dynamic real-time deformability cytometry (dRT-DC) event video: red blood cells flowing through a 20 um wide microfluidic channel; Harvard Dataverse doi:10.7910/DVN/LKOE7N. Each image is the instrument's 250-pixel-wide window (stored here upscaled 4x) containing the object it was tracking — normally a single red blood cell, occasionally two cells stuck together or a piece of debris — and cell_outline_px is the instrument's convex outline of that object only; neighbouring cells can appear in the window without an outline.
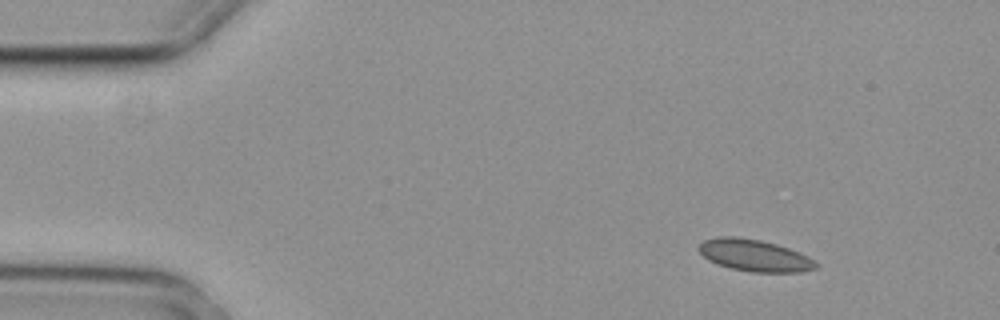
{"species": "common noctule bat (a hibernating species)", "species_latin": "Nyctalus noctula", "temperature_condition": "cold", "stored_images_in_passage": 4, "segment_of_instrument_passage": [1, 2], "camera_frame_rate_fps": 3000, "um_per_image_px": 0.085, "animal": {"sex": "female", "body_mass_g": 29.2, "forearm_length_mm": 56.3}, "frame": {"image": 1, "passage_image": 1, "time_ms": 0.0, "image_size_px": [1000, 320], "cell_outline_px": [[820, 264], [816, 268], [800, 272], [752, 272], [728, 268], [716, 264], [708, 260], [696, 248], [704, 240], [716, 236], [736, 236], [760, 240], [776, 244], [800, 252], [808, 256]], "centroid_in_image_um": [64.12, 21.71], "position_along_channel_um": 20.9, "area_um2": 21.96}}